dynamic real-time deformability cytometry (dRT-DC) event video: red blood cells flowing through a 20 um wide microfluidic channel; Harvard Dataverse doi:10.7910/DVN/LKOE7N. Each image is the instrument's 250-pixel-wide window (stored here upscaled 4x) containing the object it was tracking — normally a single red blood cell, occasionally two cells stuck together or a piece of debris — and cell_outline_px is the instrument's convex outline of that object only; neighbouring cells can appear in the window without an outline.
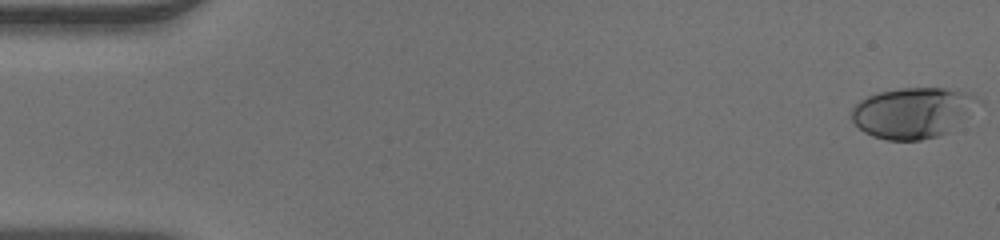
{"species": "human", "species_latin": "Homo sapiens", "temperature_condition": "warm", "stored_images_in_passage": 50, "camera_frame_rate_fps": 3000, "um_per_image_px": 0.085, "donor": {"sex": "male"}, "frame": {"image": 1, "passage_image": 1, "time_ms": 0.0, "image_size_px": [1000, 240], "cell_outline_px": [[984, 104], [944, 132], [936, 136], [920, 140], [888, 140], [872, 136], [864, 132], [852, 120], [852, 108], [860, 100], [868, 96], [880, 92], [900, 88], [944, 88], [964, 92], [976, 96], [984, 100]], "centroid_in_image_um": [77.61, 9.56], "position_along_channel_um": 7.4, "area_um2": 37.17}}
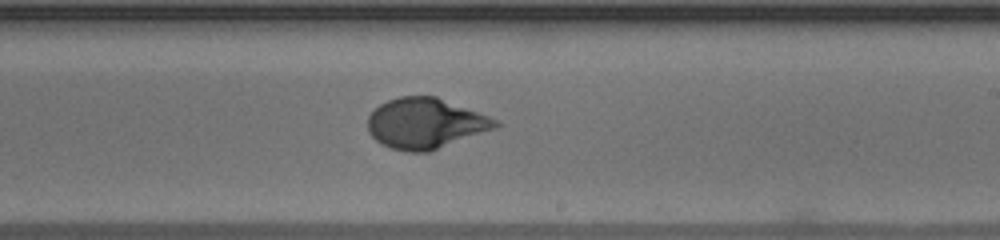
{"frame": {"image": 2, "passage_image": 30, "time_ms": 9.667, "image_size_px": [1000, 240], "cell_outline_px": [[504, 124], [496, 128], [428, 152], [408, 152], [392, 148], [380, 144], [368, 132], [368, 116], [380, 104], [388, 100], [400, 96], [436, 96], [500, 120]], "centroid_in_image_um": [36.18, 10.49], "position_along_channel_um": 252.8, "area_um2": 37.63}}
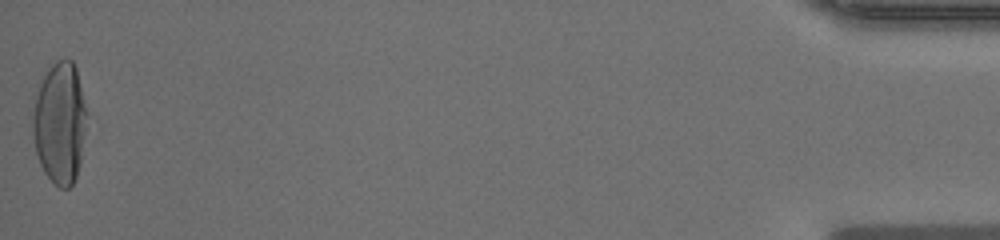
{"frame": {"image": 3, "passage_image": 50, "time_ms": 16.333, "image_size_px": [1000, 240], "cell_outline_px": [[84, 132], [80, 164], [76, 176], [72, 184], [68, 188], [60, 188], [44, 172], [40, 164], [36, 152], [32, 132], [32, 116], [36, 96], [40, 84], [48, 68], [56, 60], [72, 60], [76, 68], [84, 104]], "centroid_in_image_um": [5.05, 10.46], "position_along_channel_um": 430.2, "area_um2": 37.45}}